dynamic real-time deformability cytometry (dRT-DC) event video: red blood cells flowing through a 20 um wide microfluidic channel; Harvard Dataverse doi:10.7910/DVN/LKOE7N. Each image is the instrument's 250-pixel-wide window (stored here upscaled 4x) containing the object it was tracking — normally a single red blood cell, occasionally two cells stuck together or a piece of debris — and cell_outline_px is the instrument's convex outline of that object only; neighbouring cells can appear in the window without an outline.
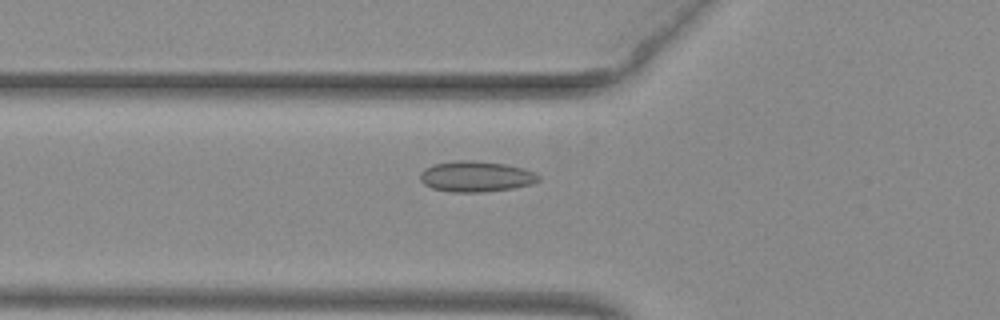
{"species": "common noctule bat (a hibernating species)", "species_latin": "Nyctalus noctula", "temperature_condition": "warm", "stored_images_in_passage": 40, "camera_frame_rate_fps": 3000, "um_per_image_px": 0.085, "animal": {"sex": "female", "body_mass_g": 29.2, "forearm_length_mm": 56.3}, "frame": {"image": 1, "passage_image": 7, "time_ms": 2.0, "image_size_px": [1000, 320], "cell_outline_px": [[540, 180], [532, 184], [512, 188], [484, 192], [452, 192], [432, 188], [424, 184], [420, 180], [420, 172], [424, 168], [436, 164], [460, 160], [472, 160], [504, 164], [524, 168], [536, 172], [540, 176]], "centroid_in_image_um": [40.48, 15.0], "position_along_channel_um": 85.3, "area_um2": 21.21}}
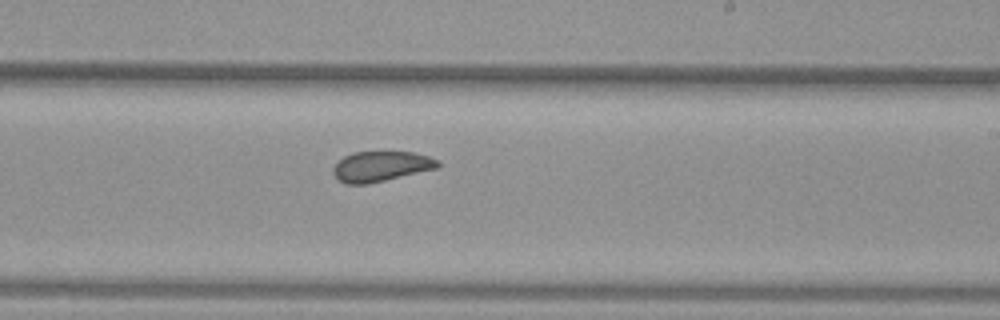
{"frame": {"image": 2, "passage_image": 20, "time_ms": 6.333, "image_size_px": [1000, 320], "cell_outline_px": [[440, 168], [368, 184], [344, 184], [332, 172], [332, 168], [344, 156], [352, 152], [412, 152], [428, 156], [440, 160]], "centroid_in_image_um": [32.42, 14.14], "position_along_channel_um": 256.6, "area_um2": 18.55}}
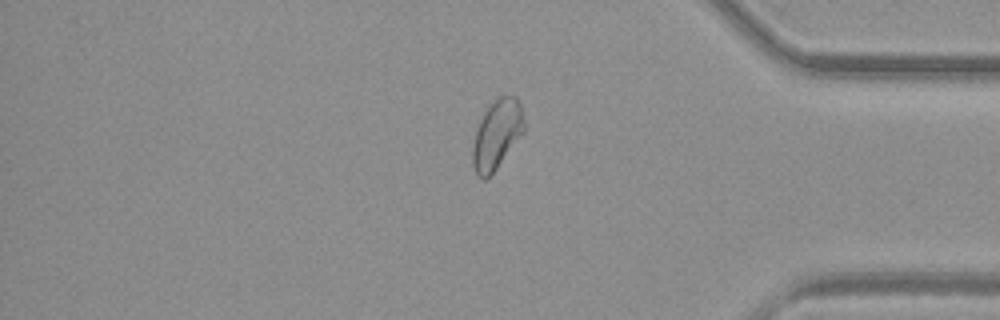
{"frame": {"image": 3, "passage_image": 32, "time_ms": 10.333, "image_size_px": [1000, 320], "cell_outline_px": [[524, 132], [496, 168], [484, 180], [476, 172], [472, 164], [472, 148], [476, 132], [480, 120], [484, 112], [496, 96], [516, 96], [520, 104], [524, 120]], "centroid_in_image_um": [42.23, 11.39], "position_along_channel_um": 393.0, "area_um2": 20.4}, "authors_computed_cell_mechanics": {"area_um2": 19.7387, "velocity_mm_per_s": 3.9524, "shape_relaxation_time_tau1_ms": null, "shape_relaxation_time_tau2_ms": 1.1312, "deformation_change_tau1": null, "deformation_change_tau2": 0.0561}}